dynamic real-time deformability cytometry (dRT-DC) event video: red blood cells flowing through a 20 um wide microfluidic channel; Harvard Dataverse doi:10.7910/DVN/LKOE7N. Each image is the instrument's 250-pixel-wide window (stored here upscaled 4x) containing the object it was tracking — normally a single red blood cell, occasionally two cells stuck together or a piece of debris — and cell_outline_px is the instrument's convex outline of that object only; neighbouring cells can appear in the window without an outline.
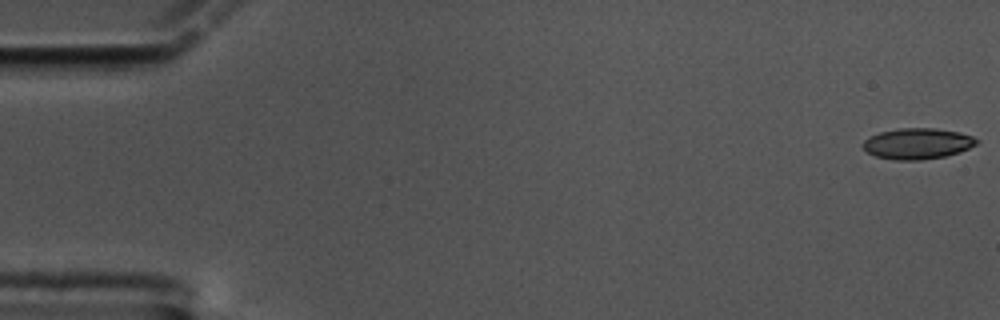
{"species": "common noctule bat (a hibernating species)", "species_latin": "Nyctalus noctula", "temperature_condition": "cold", "stored_images_in_passage": 11, "camera_frame_rate_fps": 3000, "um_per_image_px": 0.085, "animal": {"sex": "male", "body_mass_g": 17.5, "forearm_length_mm": 52.3}, "frame": {"image": 1, "passage_image": 1, "time_ms": 0.0, "image_size_px": [1000, 320], "cell_outline_px": [[972, 144], [964, 148], [952, 152], [936, 156], [884, 156], [892, 132], [948, 132], [964, 136], [972, 140]], "centroid_in_image_um": [78.64, 12.22], "position_along_channel_um": 6.4, "area_um2": 12.66}}